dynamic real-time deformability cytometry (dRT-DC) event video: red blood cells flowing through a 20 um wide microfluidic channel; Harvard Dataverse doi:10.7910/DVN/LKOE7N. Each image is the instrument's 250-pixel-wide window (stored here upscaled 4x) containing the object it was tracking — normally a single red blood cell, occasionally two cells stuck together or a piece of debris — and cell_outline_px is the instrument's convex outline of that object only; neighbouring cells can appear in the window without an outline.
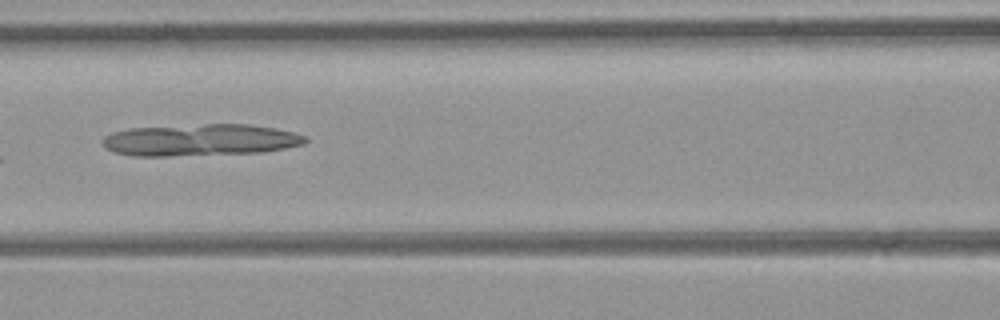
{"species": "common noctule bat (a hibernating species)", "species_latin": "Nyctalus noctula", "temperature_condition": "room temperature", "stored_images_in_passage": 6, "camera_frame_rate_fps": 3000, "um_per_image_px": 0.085, "animal": {"sex": "female", "body_mass_g": 21.9}, "frame": {"image": 1, "passage_image": 5, "time_ms": 1.333, "image_size_px": [1000, 320], "cell_outline_px": [[308, 140], [304, 144], [284, 148], [260, 152], [168, 156], [132, 156], [116, 152], [108, 148], [104, 144], [104, 136], [112, 132], [128, 128], [204, 124], [248, 124], [276, 128], [292, 132], [304, 136]], "centroid_in_image_um": [17.02, 11.89], "position_along_channel_um": 149.6, "area_um2": 37.34}}
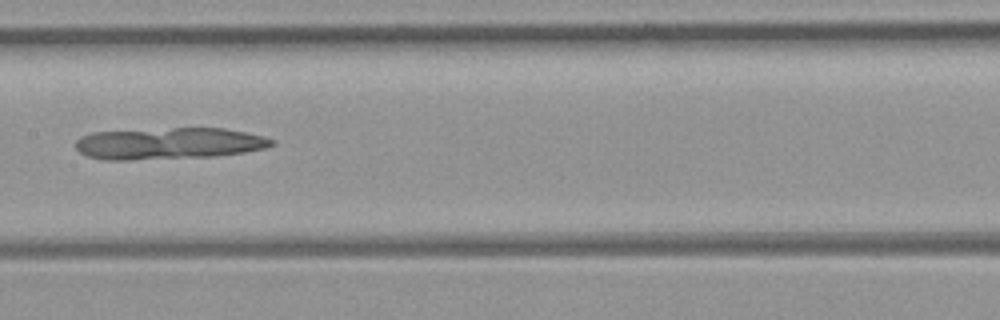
{"frame": {"image": 2, "passage_image": 6, "time_ms": 1.667, "image_size_px": [1000, 320], "cell_outline_px": [[276, 144], [264, 148], [244, 152], [212, 156], [128, 160], [104, 160], [88, 156], [80, 152], [76, 148], [76, 140], [80, 136], [92, 132], [172, 128], [224, 128], [264, 136], [276, 140]], "centroid_in_image_um": [14.35, 12.19], "position_along_channel_um": 193.1, "area_um2": 36.13}}